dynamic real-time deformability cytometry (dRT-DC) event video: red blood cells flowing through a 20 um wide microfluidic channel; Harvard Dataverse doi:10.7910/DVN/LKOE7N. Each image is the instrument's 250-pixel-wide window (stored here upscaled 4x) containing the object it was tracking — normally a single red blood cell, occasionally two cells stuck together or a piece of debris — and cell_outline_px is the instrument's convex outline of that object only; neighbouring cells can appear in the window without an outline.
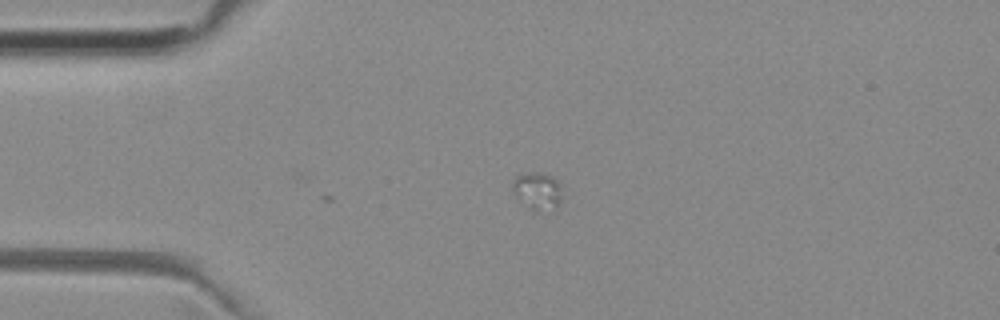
{"species": "common noctule bat (a hibernating species)", "species_latin": "Nyctalus noctula", "temperature_condition": "room temperature", "stored_images_in_passage": 3, "camera_frame_rate_fps": 3000, "um_per_image_px": 0.085, "animal": {"sex": "female", "body_mass_g": 29.2, "forearm_length_mm": 56.3}, "frame": {"image": 1, "passage_image": 1, "time_ms": 0.0, "image_size_px": [1000, 320], "cell_outline_px": [[564, 196], [556, 208], [536, 212], [532, 212], [512, 192], [512, 180], [516, 176], [536, 172], [540, 172], [552, 176], [560, 184]], "centroid_in_image_um": [45.71, 16.25], "position_along_channel_um": 39.3, "area_um2": 11.1}}